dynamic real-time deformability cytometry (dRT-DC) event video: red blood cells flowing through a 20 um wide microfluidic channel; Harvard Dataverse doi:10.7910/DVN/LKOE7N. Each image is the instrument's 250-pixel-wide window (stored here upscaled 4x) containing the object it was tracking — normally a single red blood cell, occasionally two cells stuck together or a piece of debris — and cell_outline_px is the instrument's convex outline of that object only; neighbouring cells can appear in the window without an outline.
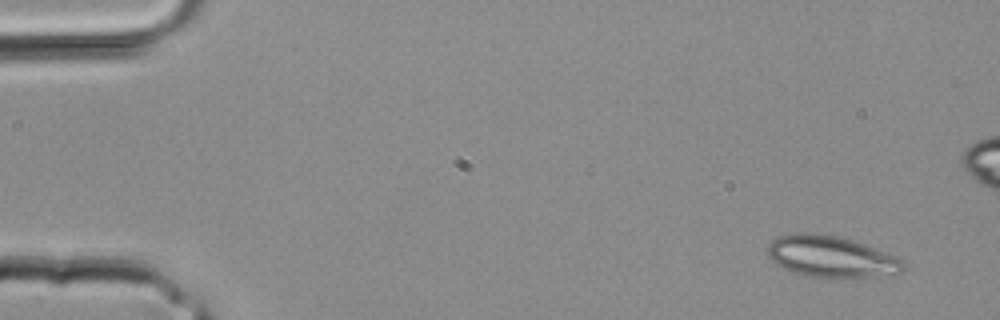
{"species": "common noctule bat (a hibernating species)", "species_latin": "Nyctalus noctula", "temperature_condition": "room temperature", "stored_images_in_passage": 2, "camera_frame_rate_fps": 3000, "um_per_image_px": 0.085, "animal": {"sex": "male", "body_mass_g": 20.4}, "frame": {"image": 1, "passage_image": 2, "time_ms": 0.333, "image_size_px": [1000, 320], "cell_outline_px": [[904, 268], [900, 272], [872, 276], [836, 280], [824, 280], [804, 276], [780, 268], [768, 256], [768, 244], [776, 236], [796, 232], [812, 232], [840, 236], [864, 244], [904, 260]], "centroid_in_image_um": [70.56, 21.84], "position_along_channel_um": 14.4, "area_um2": 33.58}}